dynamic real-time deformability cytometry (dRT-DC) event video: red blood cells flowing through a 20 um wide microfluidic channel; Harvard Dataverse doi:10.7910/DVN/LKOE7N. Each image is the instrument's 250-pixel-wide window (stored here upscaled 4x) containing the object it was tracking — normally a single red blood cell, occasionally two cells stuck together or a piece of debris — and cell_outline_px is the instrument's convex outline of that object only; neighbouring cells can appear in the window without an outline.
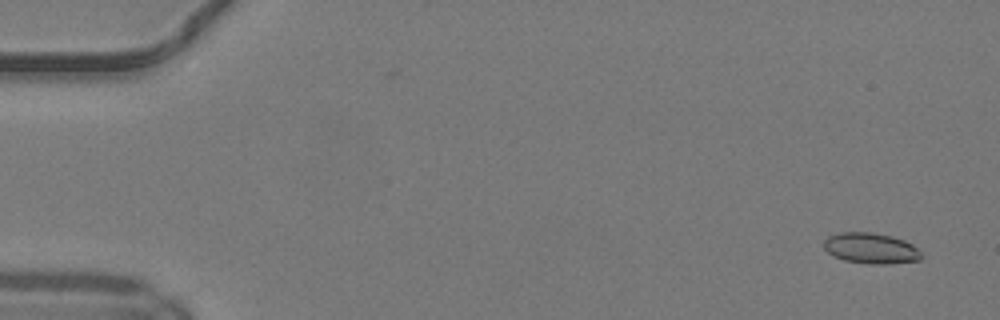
{"species": "common noctule bat (a hibernating species)", "species_latin": "Nyctalus noctula", "temperature_condition": "warm", "stored_images_in_passage": 49, "camera_frame_rate_fps": 3000, "um_per_image_px": 0.085, "animal": {"sex": "male", "body_mass_g": 19.2, "forearm_length_mm": 51.8}, "frame": {"image": 1, "passage_image": 2, "time_ms": 0.333, "image_size_px": [1000, 320], "cell_outline_px": [[920, 260], [892, 264], [872, 264], [844, 260], [832, 256], [824, 248], [824, 240], [828, 236], [840, 232], [872, 232], [892, 236], [904, 240], [912, 244], [920, 252]], "centroid_in_image_um": [74.0, 21.1], "position_along_channel_um": 11.0, "area_um2": 17.51}}
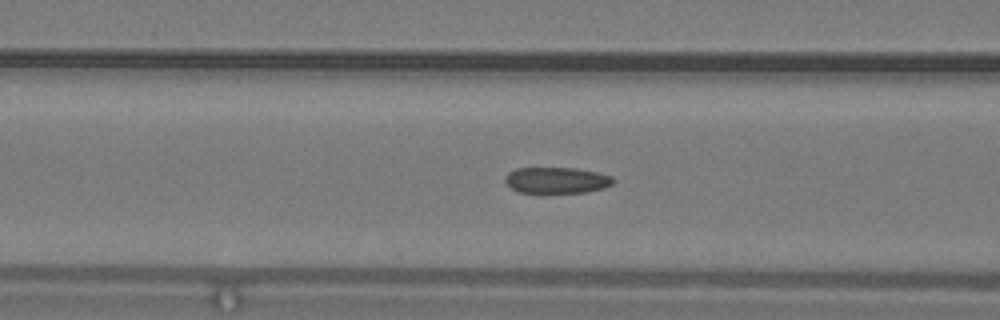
{"frame": {"image": 2, "passage_image": 20, "time_ms": 6.333, "image_size_px": [1000, 320], "cell_outline_px": [[616, 180], [612, 184], [604, 188], [584, 192], [548, 196], [544, 196], [516, 192], [504, 180], [504, 176], [508, 172], [516, 168], [576, 168], [596, 172], [612, 176]], "centroid_in_image_um": [47.27, 15.38], "position_along_channel_um": 119.3, "area_um2": 17.46}}
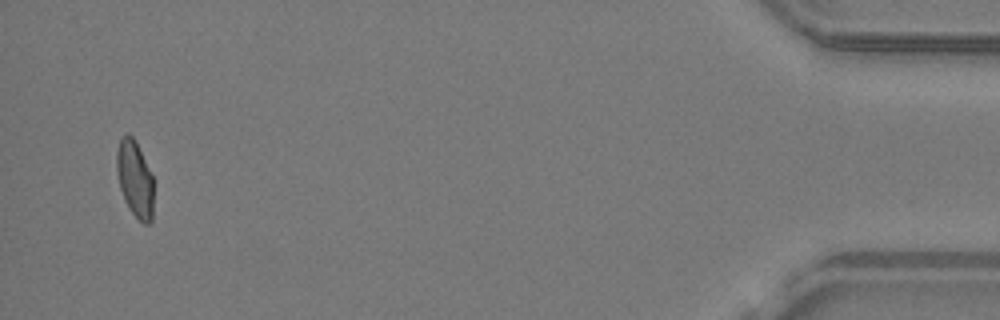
{"frame": {"image": 3, "passage_image": 48, "time_ms": 15.667, "image_size_px": [1000, 320], "cell_outline_px": [[152, 220], [148, 224], [144, 224], [132, 212], [124, 200], [120, 188], [116, 172], [116, 152], [120, 136], [128, 132], [136, 140], [152, 176]], "centroid_in_image_um": [11.43, 15.14], "position_along_channel_um": 423.8, "area_um2": 16.47}, "authors_computed_cell_mechanics": {"area_um2": 17.34, "velocity_mm_per_s": 4.1668, "shape_relaxation_time_tau1_ms": null, "shape_relaxation_time_tau2_ms": 1.057, "deformation_change_tau1": null, "deformation_change_tau2": 0.0797}}